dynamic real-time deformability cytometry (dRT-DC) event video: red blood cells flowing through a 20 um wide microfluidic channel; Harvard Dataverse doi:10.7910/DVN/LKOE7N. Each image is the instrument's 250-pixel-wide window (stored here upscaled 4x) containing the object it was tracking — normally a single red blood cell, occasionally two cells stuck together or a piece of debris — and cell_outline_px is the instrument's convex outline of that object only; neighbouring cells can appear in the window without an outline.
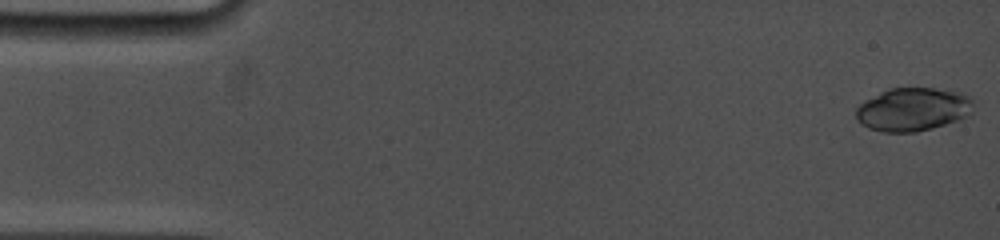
{"species": "common noctule bat (a hibernating species)", "species_latin": "Nyctalus noctula", "temperature_condition": "cold", "stored_images_in_passage": 11, "camera_frame_rate_fps": 5000, "um_per_image_px": 0.085, "animal": {"sex": "female", "body_mass_g": 19.0, "forearm_length_mm": 53.3}, "frame": {"image": 1, "passage_image": 1, "time_ms": 0.0, "image_size_px": [1000, 240], "cell_outline_px": [[972, 112], [956, 120], [932, 128], [916, 132], [884, 132], [868, 128], [860, 124], [856, 116], [856, 108], [864, 100], [888, 88], [932, 88], [960, 92], [968, 96], [972, 100]], "centroid_in_image_um": [77.55, 9.29], "position_along_channel_um": 7.5, "area_um2": 29.48}}
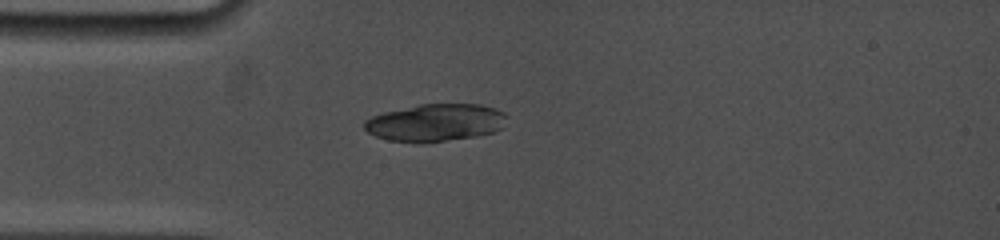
{"frame": {"image": 2, "passage_image": 10, "time_ms": 4.2, "image_size_px": [1000, 240], "cell_outline_px": [[508, 116], [504, 128], [496, 132], [472, 136], [444, 140], [388, 140], [376, 136], [368, 132], [364, 128], [364, 120], [372, 116], [384, 112], [420, 104], [480, 104], [496, 108], [504, 112]], "centroid_in_image_um": [37.08, 10.38], "position_along_channel_um": 47.9, "area_um2": 30.52}}